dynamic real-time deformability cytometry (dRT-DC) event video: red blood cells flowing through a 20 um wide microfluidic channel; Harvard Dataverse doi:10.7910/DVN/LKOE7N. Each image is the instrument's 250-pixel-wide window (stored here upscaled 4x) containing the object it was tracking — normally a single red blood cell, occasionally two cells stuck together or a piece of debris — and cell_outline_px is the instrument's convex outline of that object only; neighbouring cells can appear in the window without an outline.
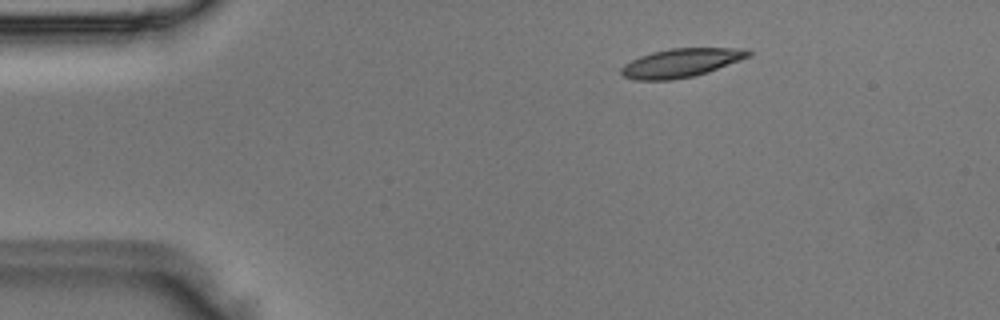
{"species": "Egyptian fruit bat (a non-hibernating species)", "species_latin": "Rousettus aegyptiacus", "temperature_condition": "room temperature", "stored_images_in_passage": 5, "camera_frame_rate_fps": 3000, "um_per_image_px": 0.085, "animal": {"sex": "male"}, "frame": {"image": 1, "passage_image": 1, "time_ms": 0.0, "image_size_px": [1000, 320], "cell_outline_px": [[752, 56], [708, 72], [692, 76], [672, 80], [636, 80], [624, 76], [620, 72], [620, 68], [624, 64], [640, 56], [652, 52], [672, 48], [748, 48], [752, 52]], "centroid_in_image_um": [57.93, 5.34], "position_along_channel_um": 27.1, "area_um2": 21.33}}
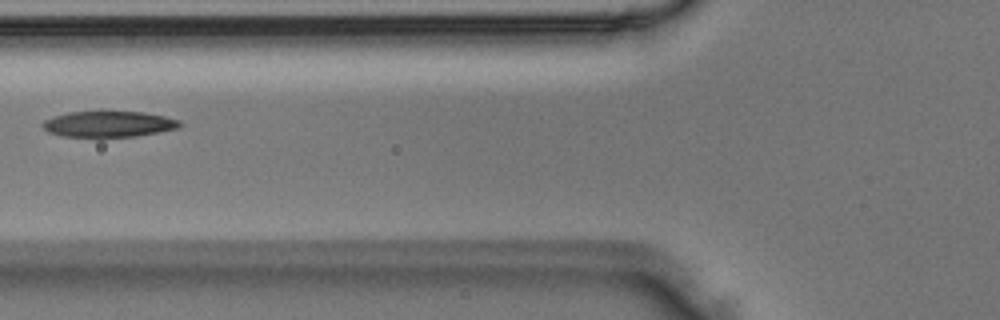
{"frame": {"image": 2, "passage_image": 4, "time_ms": 1.0, "image_size_px": [1000, 320], "cell_outline_px": [[184, 124], [180, 128], [136, 136], [100, 140], [64, 136], [48, 132], [40, 124], [44, 120], [52, 116], [68, 112], [144, 112], [164, 116], [180, 120]], "centroid_in_image_um": [9.22, 10.59], "position_along_channel_um": 116.6, "area_um2": 21.62}}
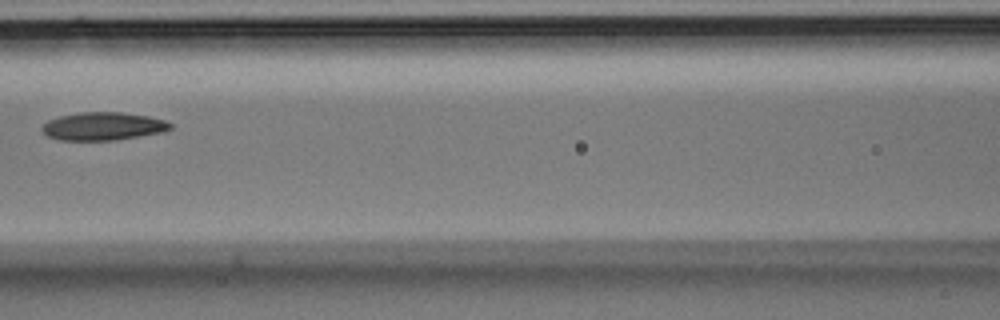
{"frame": {"image": 3, "passage_image": 5, "time_ms": 1.333, "image_size_px": [1000, 320], "cell_outline_px": [[172, 128], [164, 132], [116, 140], [60, 140], [48, 136], [40, 128], [48, 120], [60, 116], [80, 112], [120, 112], [148, 116], [164, 120], [172, 124]], "centroid_in_image_um": [8.77, 10.73], "position_along_channel_um": 157.8, "area_um2": 20.92}}